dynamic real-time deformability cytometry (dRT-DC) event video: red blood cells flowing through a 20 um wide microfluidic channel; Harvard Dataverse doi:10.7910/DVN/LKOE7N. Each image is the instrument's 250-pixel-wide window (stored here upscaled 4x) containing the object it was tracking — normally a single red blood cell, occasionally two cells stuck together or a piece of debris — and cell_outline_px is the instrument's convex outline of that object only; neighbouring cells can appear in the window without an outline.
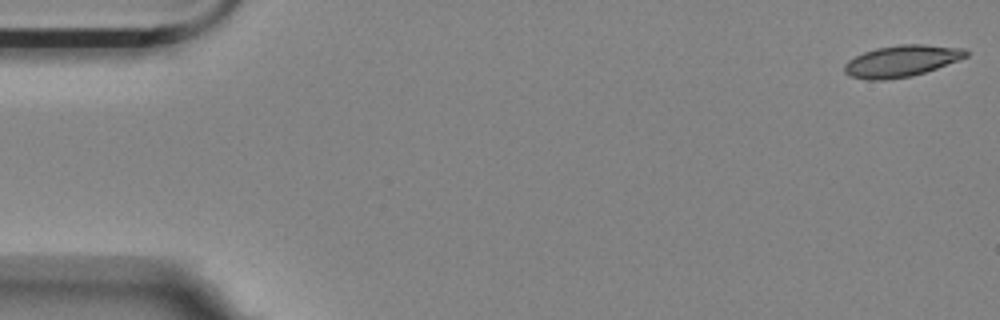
{"species": "Egyptian fruit bat (a non-hibernating species)", "species_latin": "Rousettus aegyptiacus", "temperature_condition": "room temperature", "stored_images_in_passage": 7, "camera_frame_rate_fps": 3000, "um_per_image_px": 0.085, "animal": {"sex": "female"}, "frame": {"image": 1, "passage_image": 1, "time_ms": 0.0, "image_size_px": [1000, 320], "cell_outline_px": [[968, 56], [936, 68], [912, 76], [884, 80], [868, 80], [848, 76], [844, 72], [844, 64], [848, 60], [864, 52], [876, 48], [900, 44], [924, 44], [964, 48], [968, 52]], "centroid_in_image_um": [76.6, 5.18], "position_along_channel_um": 8.4, "area_um2": 22.31}}